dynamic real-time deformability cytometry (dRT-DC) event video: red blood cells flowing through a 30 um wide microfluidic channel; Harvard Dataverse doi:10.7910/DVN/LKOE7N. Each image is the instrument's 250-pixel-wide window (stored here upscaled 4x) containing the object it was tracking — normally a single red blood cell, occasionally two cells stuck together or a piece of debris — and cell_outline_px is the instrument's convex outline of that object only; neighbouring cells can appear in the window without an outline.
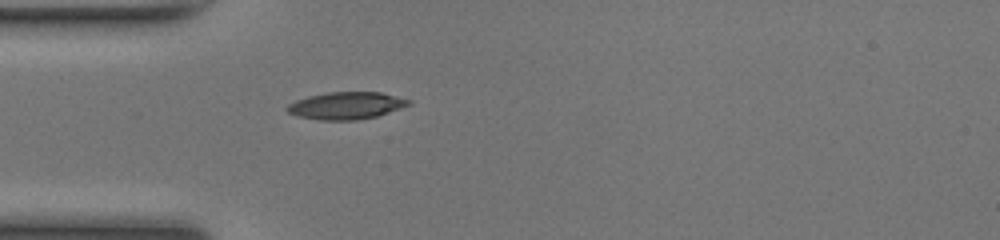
{"species": "common noctule bat (a hibernating species)", "species_latin": "Nyctalus noctula", "temperature_condition": "room temperature", "stored_images_in_passage": 36, "camera_frame_rate_fps": 3000, "um_per_image_px": 0.085, "animal": {"sex": "female", "body_mass_g": 17.0, "forearm_length_mm": 48.0}, "frame": {"image": 1, "passage_image": 1, "time_ms": 0.0, "image_size_px": [1000, 240], "cell_outline_px": [[412, 104], [376, 116], [356, 120], [320, 120], [296, 116], [288, 112], [284, 108], [288, 104], [296, 100], [308, 96], [328, 92], [380, 92], [412, 100]], "centroid_in_image_um": [29.4, 8.97], "position_along_channel_um": 55.6, "area_um2": 19.31}}
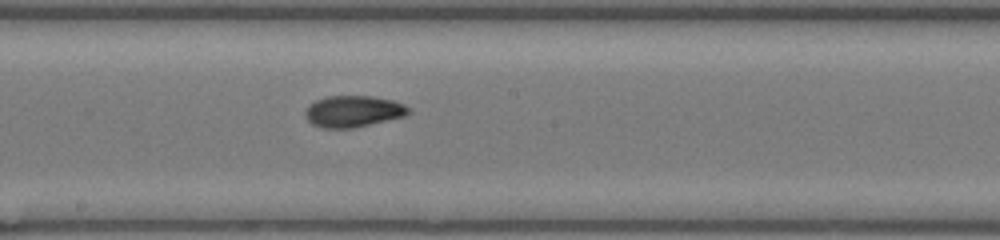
{"frame": {"image": 2, "passage_image": 13, "time_ms": 4.0, "image_size_px": [1000, 240], "cell_outline_px": [[412, 112], [404, 116], [352, 128], [320, 128], [312, 124], [304, 116], [304, 112], [308, 104], [316, 100], [328, 96], [372, 96], [392, 100], [404, 104]], "centroid_in_image_um": [29.98, 9.46], "position_along_channel_um": 218.2, "area_um2": 18.96}}
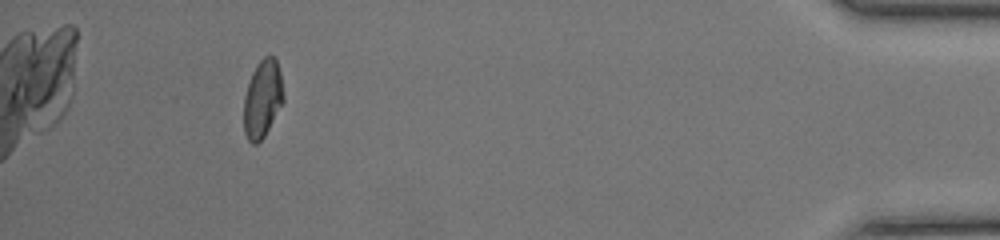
{"frame": {"image": 3, "passage_image": 32, "time_ms": 10.333, "image_size_px": [1000, 240], "cell_outline_px": [[284, 100], [264, 136], [256, 144], [252, 144], [248, 140], [244, 132], [244, 96], [252, 72], [256, 64], [264, 56], [272, 56], [276, 60], [280, 72], [284, 96]], "centroid_in_image_um": [22.3, 8.39], "position_along_channel_um": 412.9, "area_um2": 17.8}, "authors_computed_cell_mechanics": {"area_um2": 18.4382, "velocity_mm_per_s": 4.1701, "shape_relaxation_time_tau1_ms": 4.4789, "shape_relaxation_time_tau2_ms": 1.8161, "deformation_change_tau1": 0.1509, "deformation_change_tau2": 0.0622}}